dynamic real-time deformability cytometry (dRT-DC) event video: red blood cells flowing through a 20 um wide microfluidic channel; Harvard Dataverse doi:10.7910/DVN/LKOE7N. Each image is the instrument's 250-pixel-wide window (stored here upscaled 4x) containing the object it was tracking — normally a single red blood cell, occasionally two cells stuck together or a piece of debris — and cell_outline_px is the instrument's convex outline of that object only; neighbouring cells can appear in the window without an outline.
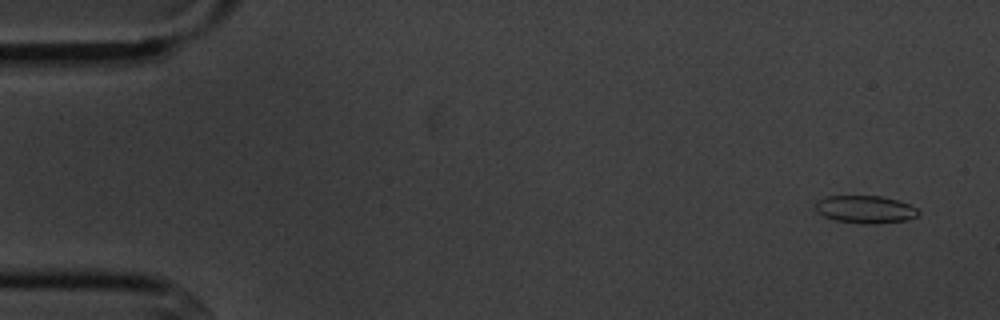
{"species": "common noctule bat (a hibernating species)", "species_latin": "Nyctalus noctula", "temperature_condition": "cold", "stored_images_in_passage": 4, "camera_frame_rate_fps": 3000, "um_per_image_px": 0.085, "animal": {"sex": "male", "body_mass_g": 20.1, "forearm_length_mm": 53.5}, "frame": {"image": 1, "passage_image": 1, "time_ms": 0.0, "image_size_px": [1000, 320], "cell_outline_px": [[920, 212], [916, 216], [908, 220], [876, 224], [864, 224], [836, 220], [824, 216], [816, 208], [816, 200], [824, 196], [880, 196], [896, 200], [908, 204], [916, 208]], "centroid_in_image_um": [73.55, 17.8], "position_along_channel_um": 11.4, "area_um2": 16.47}}